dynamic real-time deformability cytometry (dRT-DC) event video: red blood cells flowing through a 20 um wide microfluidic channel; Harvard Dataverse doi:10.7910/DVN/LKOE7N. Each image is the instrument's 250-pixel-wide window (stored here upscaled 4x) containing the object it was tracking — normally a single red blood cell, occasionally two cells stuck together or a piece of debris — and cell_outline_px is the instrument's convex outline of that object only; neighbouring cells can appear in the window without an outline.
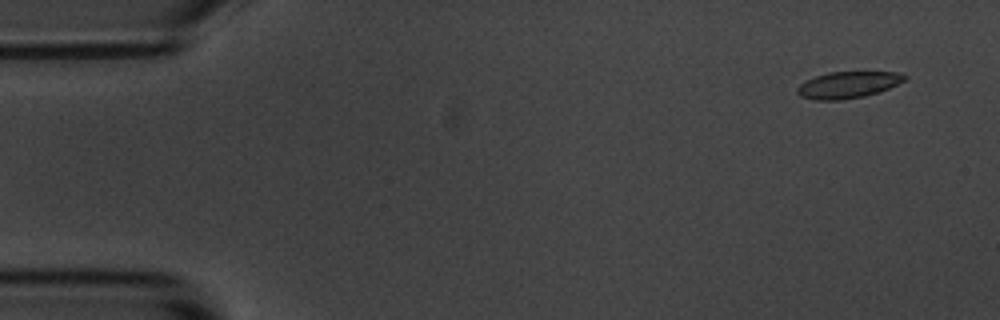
{"species": "common noctule bat (a hibernating species)", "species_latin": "Nyctalus noctula", "temperature_condition": "room temperature", "stored_images_in_passage": 6, "camera_frame_rate_fps": 3000, "um_per_image_px": 0.085, "animal": {"sex": "male", "body_mass_g": 20.1, "forearm_length_mm": 53.5}, "frame": {"image": 1, "passage_image": 1, "time_ms": 0.0, "image_size_px": [1000, 320], "cell_outline_px": [[908, 76], [904, 80], [888, 88], [864, 96], [840, 100], [816, 100], [800, 96], [796, 92], [796, 88], [800, 84], [816, 76], [828, 72], [900, 72]], "centroid_in_image_um": [72.05, 7.21], "position_along_channel_um": 12.9, "area_um2": 16.42}}
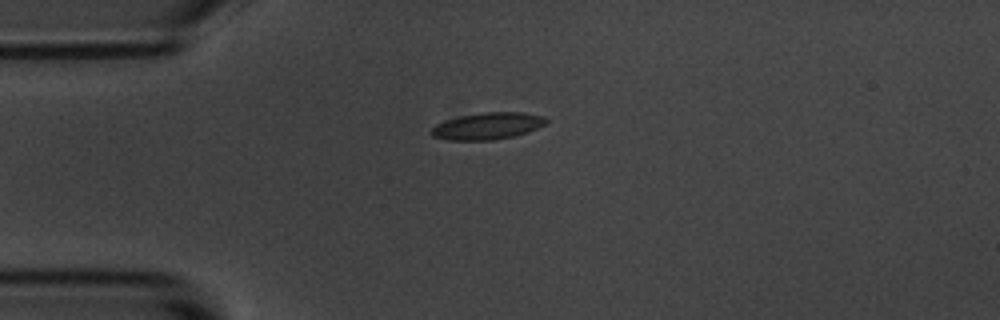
{"frame": {"image": 2, "passage_image": 4, "time_ms": 3.333, "image_size_px": [1000, 320], "cell_outline_px": [[548, 120], [544, 124], [528, 132], [512, 136], [492, 140], [448, 140], [432, 136], [432, 128], [436, 124], [460, 116], [484, 112], [524, 112], [544, 116]], "centroid_in_image_um": [41.46, 10.7], "position_along_channel_um": 43.5, "area_um2": 17.74}}
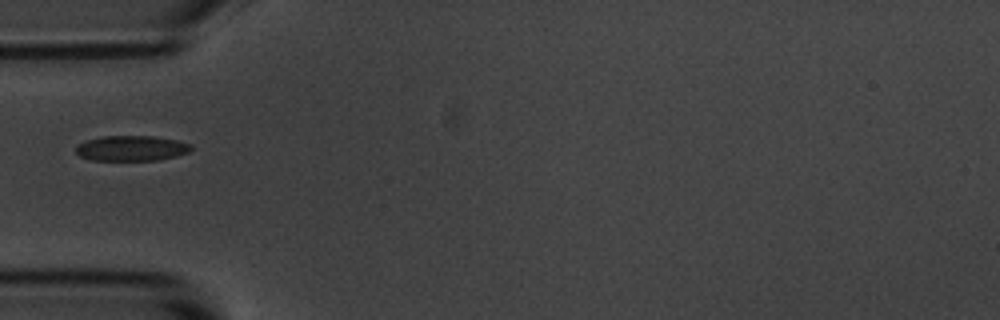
{"frame": {"image": 3, "passage_image": 5, "time_ms": 4.667, "image_size_px": [1000, 320], "cell_outline_px": [[192, 148], [188, 152], [176, 156], [160, 160], [92, 160], [80, 156], [76, 152], [76, 148], [84, 140], [100, 136], [152, 136], [176, 140], [192, 144]], "centroid_in_image_um": [11.17, 12.6], "position_along_channel_um": 73.8, "area_um2": 16.99}}